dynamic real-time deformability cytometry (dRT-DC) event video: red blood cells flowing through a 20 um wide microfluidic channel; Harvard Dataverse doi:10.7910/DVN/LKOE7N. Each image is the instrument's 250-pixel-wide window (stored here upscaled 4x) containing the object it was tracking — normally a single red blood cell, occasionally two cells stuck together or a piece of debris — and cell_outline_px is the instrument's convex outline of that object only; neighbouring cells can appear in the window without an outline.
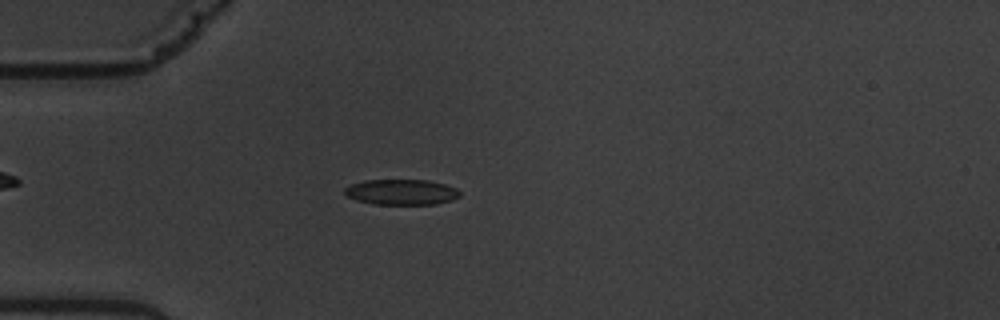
{"species": "common noctule bat (a hibernating species)", "species_latin": "Nyctalus noctula", "temperature_condition": "warm", "stored_images_in_passage": 43, "camera_frame_rate_fps": 3000, "um_per_image_px": 0.085, "animal": {"sex": "male", "body_mass_g": 19.5, "forearm_length_mm": 54.6}, "frame": {"image": 1, "passage_image": 2, "time_ms": 0.333, "image_size_px": [1000, 320], "cell_outline_px": [[460, 196], [452, 200], [436, 204], [376, 204], [356, 200], [348, 196], [344, 192], [344, 188], [352, 184], [364, 180], [428, 180], [444, 184], [456, 188], [460, 192]], "centroid_in_image_um": [34.13, 16.32], "position_along_channel_um": 50.9, "area_um2": 17.05}}
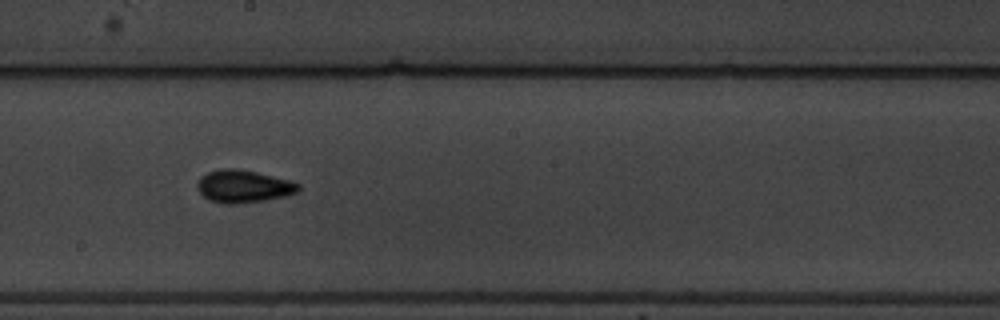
{"frame": {"image": 2, "passage_image": 18, "time_ms": 5.667, "image_size_px": [1000, 320], "cell_outline_px": [[300, 188], [296, 192], [284, 196], [264, 200], [236, 204], [224, 204], [208, 200], [200, 192], [196, 184], [200, 176], [208, 172], [224, 168], [232, 168], [256, 172], [288, 180], [300, 184]], "centroid_in_image_um": [20.65, 15.84], "position_along_channel_um": 227.5, "area_um2": 19.02}}
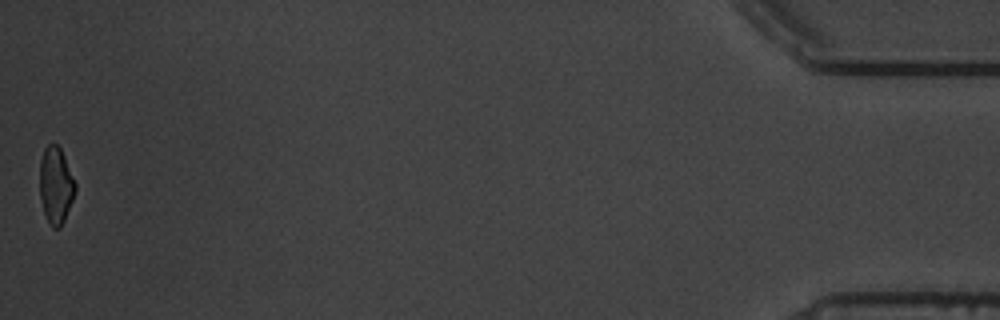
{"frame": {"image": 3, "passage_image": 43, "time_ms": 14.0, "image_size_px": [1000, 320], "cell_outline_px": [[76, 192], [64, 220], [60, 228], [52, 228], [44, 212], [40, 196], [40, 160], [44, 148], [48, 144], [56, 144], [60, 148], [64, 156], [76, 184]], "centroid_in_image_um": [4.74, 15.75], "position_along_channel_um": 430.5, "area_um2": 15.78}, "authors_computed_cell_mechanics": {"area_um2": 17.2244, "velocity_mm_per_s": 3.5361, "shape_relaxation_time_tau1_ms": 6.3264, "shape_relaxation_time_tau2_ms": 2.3597, "deformation_change_tau1": 0.1639, "deformation_change_tau2": 0.0898}}